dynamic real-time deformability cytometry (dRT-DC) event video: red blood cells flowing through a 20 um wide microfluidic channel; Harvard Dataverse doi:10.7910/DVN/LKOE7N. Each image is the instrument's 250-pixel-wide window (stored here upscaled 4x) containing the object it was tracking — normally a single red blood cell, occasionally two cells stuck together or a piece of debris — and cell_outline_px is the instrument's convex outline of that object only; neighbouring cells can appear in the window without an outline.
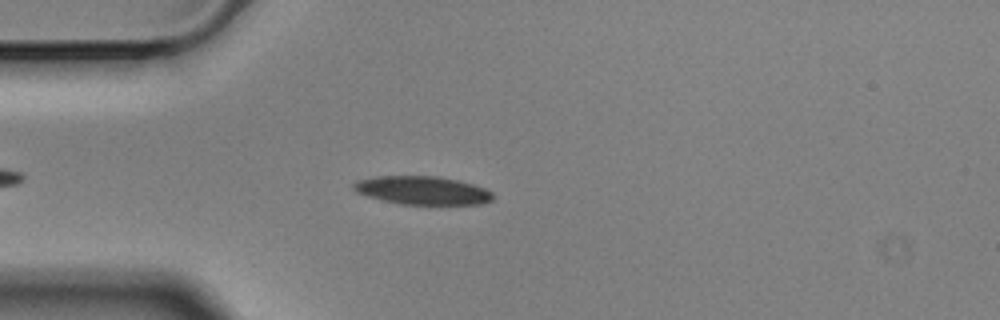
{"species": "Egyptian fruit bat (a non-hibernating species)", "species_latin": "Rousettus aegyptiacus", "temperature_condition": "cold", "stored_images_in_passage": 44, "camera_frame_rate_fps": 3000, "um_per_image_px": 0.085, "animal": {"sex": "male"}, "frame": {"image": 1, "passage_image": 8, "time_ms": 2.333, "image_size_px": [1000, 320], "cell_outline_px": [[492, 200], [480, 204], [400, 204], [368, 196], [356, 192], [352, 188], [352, 184], [356, 180], [376, 176], [436, 176], [456, 180], [472, 184], [484, 188], [492, 192]], "centroid_in_image_um": [35.86, 16.18], "position_along_channel_um": 49.1, "area_um2": 22.83}}
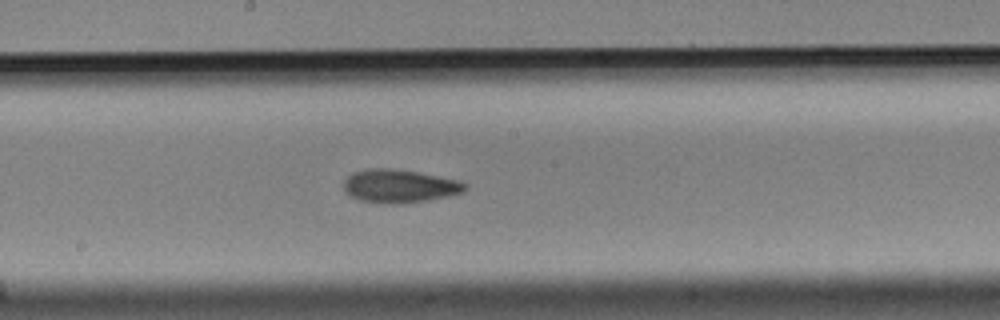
{"frame": {"image": 2, "passage_image": 23, "time_ms": 7.333, "image_size_px": [1000, 320], "cell_outline_px": [[468, 188], [464, 192], [448, 196], [428, 200], [396, 204], [392, 204], [360, 200], [348, 196], [344, 192], [344, 180], [352, 172], [368, 168], [392, 168], [416, 172], [460, 180], [468, 184]], "centroid_in_image_um": [33.95, 15.81], "position_along_channel_um": 214.2, "area_um2": 23.7}}
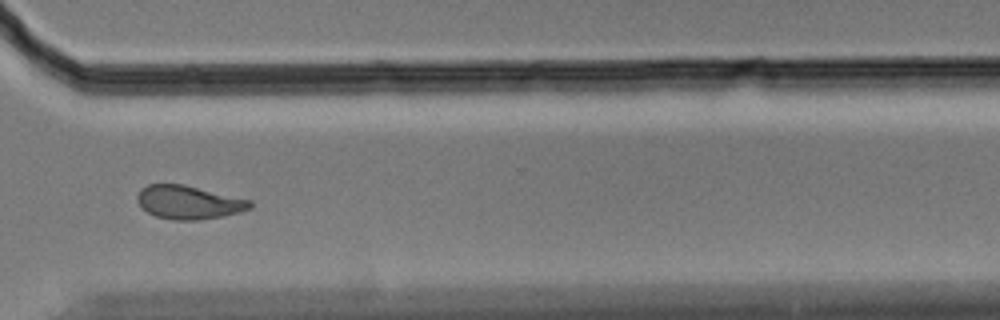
{"frame": {"image": 3, "passage_image": 35, "time_ms": 11.333, "image_size_px": [1000, 320], "cell_outline_px": [[252, 208], [240, 212], [200, 220], [172, 220], [156, 216], [140, 208], [136, 200], [136, 196], [140, 188], [148, 184], [184, 184], [252, 200]], "centroid_in_image_um": [16.01, 17.19], "position_along_channel_um": 354.6, "area_um2": 22.25}, "authors_computed_cell_mechanics": {"area_um2": 22.6576, "velocity_mm_per_s": 3.5104, "shape_relaxation_time_tau1_ms": 5.0666, "shape_relaxation_time_tau2_ms": 3.9334, "deformation_change_tau1": 0.1344, "deformation_change_tau2": 0.1048}}